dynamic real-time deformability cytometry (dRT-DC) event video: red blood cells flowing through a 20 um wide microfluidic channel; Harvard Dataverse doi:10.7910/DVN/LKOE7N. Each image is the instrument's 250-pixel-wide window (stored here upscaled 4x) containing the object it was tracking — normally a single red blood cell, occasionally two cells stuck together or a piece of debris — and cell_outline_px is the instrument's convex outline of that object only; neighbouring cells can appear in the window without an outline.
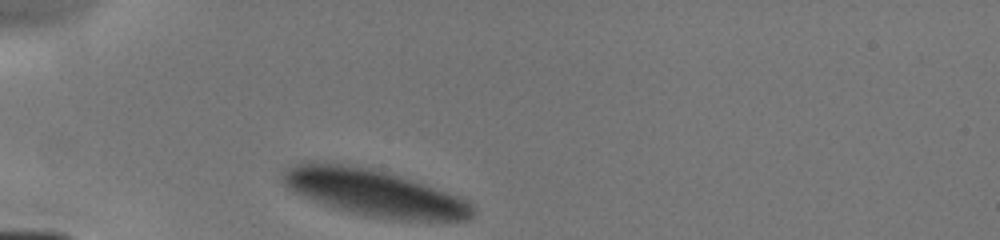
{"species": "human", "species_latin": "Homo sapiens", "temperature_condition": "cold", "stored_images_in_passage": 17, "camera_frame_rate_fps": 3000, "um_per_image_px": 0.085, "donor": {"sex": "male"}, "frame": {"image": 1, "passage_image": 1, "time_ms": 0.0, "image_size_px": [1000, 240], "cell_outline_px": [[476, 216], [468, 220], [388, 220], [348, 212], [300, 196], [292, 192], [280, 180], [280, 172], [284, 168], [300, 160], [324, 160], [356, 164], [388, 172], [436, 188], [468, 200], [472, 204], [476, 212]], "centroid_in_image_um": [31.69, 16.34], "position_along_channel_um": 53.3, "area_um2": 53.23}}
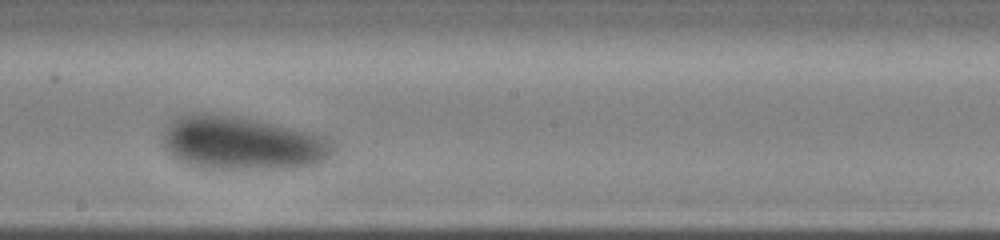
{"frame": {"image": 2, "passage_image": 10, "time_ms": 4.667, "image_size_px": [1000, 240], "cell_outline_px": [[336, 148], [320, 164], [296, 168], [248, 172], [200, 168], [176, 160], [164, 148], [164, 132], [172, 120], [180, 116], [236, 116], [256, 120], [308, 132], [324, 136], [332, 140], [336, 144]], "centroid_in_image_um": [20.66, 12.27], "position_along_channel_um": 227.5, "area_um2": 53.52}}
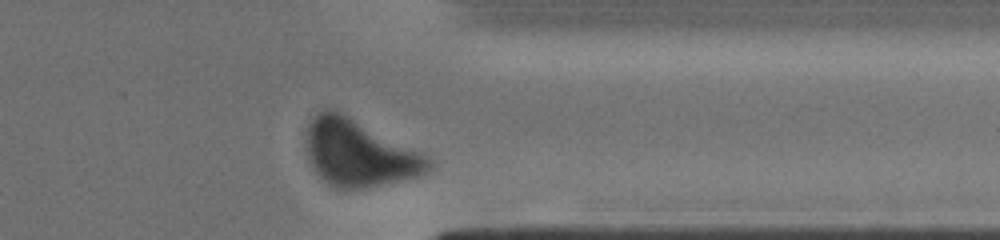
{"frame": {"image": 3, "passage_image": 17, "time_ms": 8.333, "image_size_px": [1000, 240], "cell_outline_px": [[436, 164], [428, 172], [420, 176], [368, 188], [336, 188], [328, 184], [316, 172], [308, 160], [304, 136], [308, 124], [312, 116], [316, 112], [324, 108], [328, 108], [340, 112], [428, 156]], "centroid_in_image_um": [30.5, 13.02], "position_along_channel_um": 380.9, "area_um2": 47.69}}